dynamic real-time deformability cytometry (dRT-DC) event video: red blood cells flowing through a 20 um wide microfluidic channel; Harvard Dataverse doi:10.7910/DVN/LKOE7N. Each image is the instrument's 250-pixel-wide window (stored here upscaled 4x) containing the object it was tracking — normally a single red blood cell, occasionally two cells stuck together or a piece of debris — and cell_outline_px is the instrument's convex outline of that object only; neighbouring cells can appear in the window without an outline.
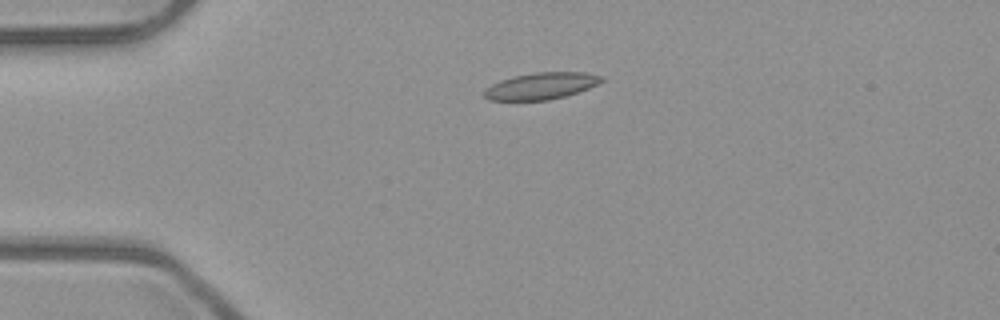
{"species": "common noctule bat (a hibernating species)", "species_latin": "Nyctalus noctula", "temperature_condition": "room temperature", "stored_images_in_passage": 41, "camera_frame_rate_fps": 3000, "um_per_image_px": 0.085, "animal": {"sex": "male", "body_mass_g": 23.1, "forearm_length_mm": 52.7}, "frame": {"image": 1, "passage_image": 1, "time_ms": 0.0, "image_size_px": [1000, 320], "cell_outline_px": [[604, 80], [588, 88], [564, 96], [548, 100], [488, 100], [484, 96], [484, 92], [492, 84], [500, 80], [512, 76], [536, 72], [584, 72], [604, 76]], "centroid_in_image_um": [46.0, 7.29], "position_along_channel_um": 39.0, "area_um2": 18.09}}
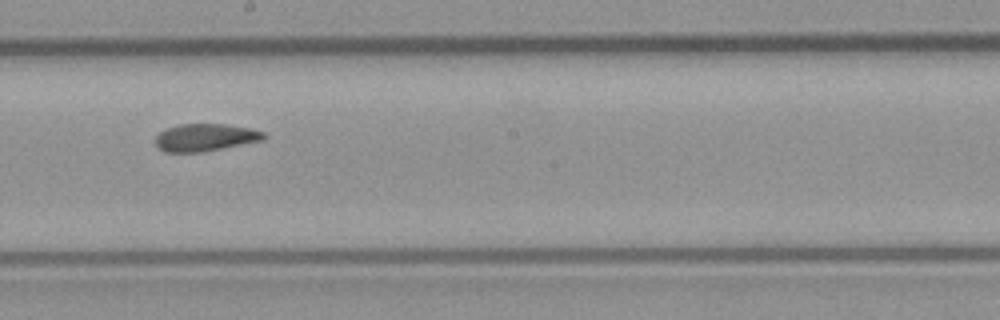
{"frame": {"image": 2, "passage_image": 18, "time_ms": 5.667, "image_size_px": [1000, 320], "cell_outline_px": [[264, 140], [200, 152], [164, 152], [156, 144], [156, 136], [160, 132], [168, 128], [180, 124], [224, 124], [248, 128], [264, 132]], "centroid_in_image_um": [17.43, 11.68], "position_along_channel_um": 230.8, "area_um2": 16.99}}
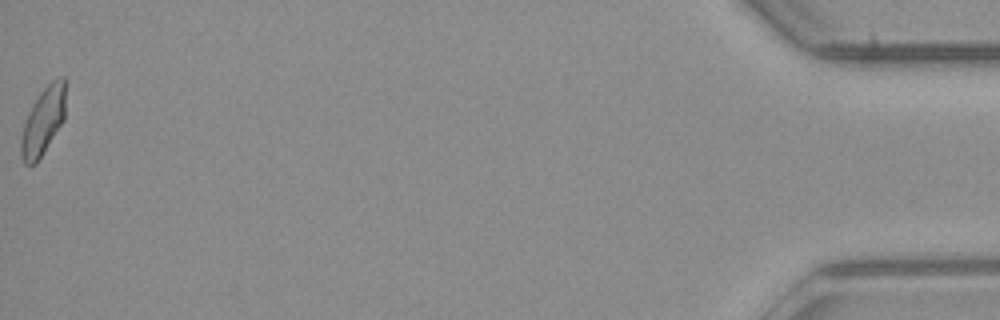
{"frame": {"image": 3, "passage_image": 41, "time_ms": 13.333, "image_size_px": [1000, 320], "cell_outline_px": [[64, 120], [36, 164], [24, 164], [20, 156], [20, 140], [24, 124], [28, 112], [32, 104], [40, 92], [52, 80], [60, 76], [64, 76]], "centroid_in_image_um": [3.64, 10.32], "position_along_channel_um": 431.6, "area_um2": 17.4}, "authors_computed_cell_mechanics": {"area_um2": 17.3978, "velocity_mm_per_s": 3.9638, "shape_relaxation_time_tau1_ms": null, "shape_relaxation_time_tau2_ms": 6.4985, "deformation_change_tau1": null, "deformation_change_tau2": 0.1242}}